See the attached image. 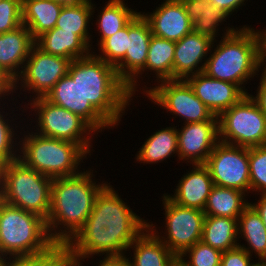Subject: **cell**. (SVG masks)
Returning a JSON list of instances; mask_svg holds the SVG:
<instances>
[{
	"label": "cell",
	"mask_w": 266,
	"mask_h": 266,
	"mask_svg": "<svg viewBox=\"0 0 266 266\" xmlns=\"http://www.w3.org/2000/svg\"><path fill=\"white\" fill-rule=\"evenodd\" d=\"M215 7H220L225 12H227L230 16L233 12H237V10L242 7L245 1L248 0H209Z\"/></svg>",
	"instance_id": "obj_43"
},
{
	"label": "cell",
	"mask_w": 266,
	"mask_h": 266,
	"mask_svg": "<svg viewBox=\"0 0 266 266\" xmlns=\"http://www.w3.org/2000/svg\"><path fill=\"white\" fill-rule=\"evenodd\" d=\"M175 52V41L163 39L152 35L147 53L145 67L126 85L128 92L133 96L136 93L139 78L145 71H153L156 74V82L173 79V61ZM139 77V78H138Z\"/></svg>",
	"instance_id": "obj_22"
},
{
	"label": "cell",
	"mask_w": 266,
	"mask_h": 266,
	"mask_svg": "<svg viewBox=\"0 0 266 266\" xmlns=\"http://www.w3.org/2000/svg\"><path fill=\"white\" fill-rule=\"evenodd\" d=\"M262 74L260 75L261 77L259 86L257 85V91L255 94L256 96L254 97L252 94H249L251 98L257 103V105L260 107L262 112L266 116V71H261Z\"/></svg>",
	"instance_id": "obj_40"
},
{
	"label": "cell",
	"mask_w": 266,
	"mask_h": 266,
	"mask_svg": "<svg viewBox=\"0 0 266 266\" xmlns=\"http://www.w3.org/2000/svg\"><path fill=\"white\" fill-rule=\"evenodd\" d=\"M93 172L84 169L75 176L53 179L46 224L50 238L56 244L64 246L83 226L92 212L96 196L108 183L97 184Z\"/></svg>",
	"instance_id": "obj_2"
},
{
	"label": "cell",
	"mask_w": 266,
	"mask_h": 266,
	"mask_svg": "<svg viewBox=\"0 0 266 266\" xmlns=\"http://www.w3.org/2000/svg\"><path fill=\"white\" fill-rule=\"evenodd\" d=\"M221 256V251L199 241L185 250L177 262L182 266H220Z\"/></svg>",
	"instance_id": "obj_35"
},
{
	"label": "cell",
	"mask_w": 266,
	"mask_h": 266,
	"mask_svg": "<svg viewBox=\"0 0 266 266\" xmlns=\"http://www.w3.org/2000/svg\"><path fill=\"white\" fill-rule=\"evenodd\" d=\"M225 29L219 43L214 40L211 47L214 51H210L203 72L214 79L232 82L249 94L245 84L252 80L250 78L258 76L260 70L254 28L245 25L241 28L229 26Z\"/></svg>",
	"instance_id": "obj_4"
},
{
	"label": "cell",
	"mask_w": 266,
	"mask_h": 266,
	"mask_svg": "<svg viewBox=\"0 0 266 266\" xmlns=\"http://www.w3.org/2000/svg\"><path fill=\"white\" fill-rule=\"evenodd\" d=\"M54 105L65 108L84 119L96 132L112 125L82 96V91L77 82L67 73L44 97Z\"/></svg>",
	"instance_id": "obj_15"
},
{
	"label": "cell",
	"mask_w": 266,
	"mask_h": 266,
	"mask_svg": "<svg viewBox=\"0 0 266 266\" xmlns=\"http://www.w3.org/2000/svg\"><path fill=\"white\" fill-rule=\"evenodd\" d=\"M177 126L161 128L153 135L146 138V141L140 147L136 155V161L147 164H157L167 160L175 153L178 156V133Z\"/></svg>",
	"instance_id": "obj_27"
},
{
	"label": "cell",
	"mask_w": 266,
	"mask_h": 266,
	"mask_svg": "<svg viewBox=\"0 0 266 266\" xmlns=\"http://www.w3.org/2000/svg\"><path fill=\"white\" fill-rule=\"evenodd\" d=\"M12 93V96L14 95V81L8 76L6 75L1 69H0V101H2V99H6L5 96L8 97L10 96V94ZM0 102V107L5 106V101H4V105L1 104Z\"/></svg>",
	"instance_id": "obj_42"
},
{
	"label": "cell",
	"mask_w": 266,
	"mask_h": 266,
	"mask_svg": "<svg viewBox=\"0 0 266 266\" xmlns=\"http://www.w3.org/2000/svg\"><path fill=\"white\" fill-rule=\"evenodd\" d=\"M62 7L52 0H22V21L34 40L56 26Z\"/></svg>",
	"instance_id": "obj_26"
},
{
	"label": "cell",
	"mask_w": 266,
	"mask_h": 266,
	"mask_svg": "<svg viewBox=\"0 0 266 266\" xmlns=\"http://www.w3.org/2000/svg\"><path fill=\"white\" fill-rule=\"evenodd\" d=\"M100 10L96 25L100 33L98 46L108 37L125 27L139 12L128 8L124 0H109Z\"/></svg>",
	"instance_id": "obj_32"
},
{
	"label": "cell",
	"mask_w": 266,
	"mask_h": 266,
	"mask_svg": "<svg viewBox=\"0 0 266 266\" xmlns=\"http://www.w3.org/2000/svg\"><path fill=\"white\" fill-rule=\"evenodd\" d=\"M107 183L96 196L92 212L77 233L64 245L68 259L83 266L90 256H118L148 227ZM102 254V255H101Z\"/></svg>",
	"instance_id": "obj_1"
},
{
	"label": "cell",
	"mask_w": 266,
	"mask_h": 266,
	"mask_svg": "<svg viewBox=\"0 0 266 266\" xmlns=\"http://www.w3.org/2000/svg\"><path fill=\"white\" fill-rule=\"evenodd\" d=\"M238 238L243 237L246 245L239 244L250 256H258V261L266 258V228L255 209L249 204L237 219ZM241 235V236H240ZM249 245V246H248Z\"/></svg>",
	"instance_id": "obj_30"
},
{
	"label": "cell",
	"mask_w": 266,
	"mask_h": 266,
	"mask_svg": "<svg viewBox=\"0 0 266 266\" xmlns=\"http://www.w3.org/2000/svg\"><path fill=\"white\" fill-rule=\"evenodd\" d=\"M22 24V0H1L0 34L14 30Z\"/></svg>",
	"instance_id": "obj_38"
},
{
	"label": "cell",
	"mask_w": 266,
	"mask_h": 266,
	"mask_svg": "<svg viewBox=\"0 0 266 266\" xmlns=\"http://www.w3.org/2000/svg\"><path fill=\"white\" fill-rule=\"evenodd\" d=\"M133 257H128L130 266H174L178 259L147 227L130 245Z\"/></svg>",
	"instance_id": "obj_23"
},
{
	"label": "cell",
	"mask_w": 266,
	"mask_h": 266,
	"mask_svg": "<svg viewBox=\"0 0 266 266\" xmlns=\"http://www.w3.org/2000/svg\"><path fill=\"white\" fill-rule=\"evenodd\" d=\"M57 266H79V264L65 257Z\"/></svg>",
	"instance_id": "obj_47"
},
{
	"label": "cell",
	"mask_w": 266,
	"mask_h": 266,
	"mask_svg": "<svg viewBox=\"0 0 266 266\" xmlns=\"http://www.w3.org/2000/svg\"><path fill=\"white\" fill-rule=\"evenodd\" d=\"M249 171L250 192L266 195V145L249 148Z\"/></svg>",
	"instance_id": "obj_37"
},
{
	"label": "cell",
	"mask_w": 266,
	"mask_h": 266,
	"mask_svg": "<svg viewBox=\"0 0 266 266\" xmlns=\"http://www.w3.org/2000/svg\"><path fill=\"white\" fill-rule=\"evenodd\" d=\"M165 210L164 236H160L156 225L148 227L157 235L164 245L178 258L185 250L201 241L205 213L196 208L183 207L170 200L164 193Z\"/></svg>",
	"instance_id": "obj_11"
},
{
	"label": "cell",
	"mask_w": 266,
	"mask_h": 266,
	"mask_svg": "<svg viewBox=\"0 0 266 266\" xmlns=\"http://www.w3.org/2000/svg\"><path fill=\"white\" fill-rule=\"evenodd\" d=\"M52 1L61 4L63 6H68V5L84 4L89 2L90 0H52Z\"/></svg>",
	"instance_id": "obj_46"
},
{
	"label": "cell",
	"mask_w": 266,
	"mask_h": 266,
	"mask_svg": "<svg viewBox=\"0 0 266 266\" xmlns=\"http://www.w3.org/2000/svg\"><path fill=\"white\" fill-rule=\"evenodd\" d=\"M27 105L34 111L37 124L35 133L49 138H56L79 144L88 154L91 153L92 135L96 131L80 116L69 110L52 104L44 97L29 98ZM91 134V135H90ZM91 136V137H90Z\"/></svg>",
	"instance_id": "obj_8"
},
{
	"label": "cell",
	"mask_w": 266,
	"mask_h": 266,
	"mask_svg": "<svg viewBox=\"0 0 266 266\" xmlns=\"http://www.w3.org/2000/svg\"><path fill=\"white\" fill-rule=\"evenodd\" d=\"M68 74L78 83L82 96L113 126L119 125L133 96L115 67L94 52L71 61Z\"/></svg>",
	"instance_id": "obj_3"
},
{
	"label": "cell",
	"mask_w": 266,
	"mask_h": 266,
	"mask_svg": "<svg viewBox=\"0 0 266 266\" xmlns=\"http://www.w3.org/2000/svg\"><path fill=\"white\" fill-rule=\"evenodd\" d=\"M192 170L181 177L172 196L167 197L176 204L204 210L208 196L214 186L208 168L204 164H193Z\"/></svg>",
	"instance_id": "obj_20"
},
{
	"label": "cell",
	"mask_w": 266,
	"mask_h": 266,
	"mask_svg": "<svg viewBox=\"0 0 266 266\" xmlns=\"http://www.w3.org/2000/svg\"><path fill=\"white\" fill-rule=\"evenodd\" d=\"M152 12L142 13L149 22L152 35L176 42L192 32L190 18L181 0H164Z\"/></svg>",
	"instance_id": "obj_19"
},
{
	"label": "cell",
	"mask_w": 266,
	"mask_h": 266,
	"mask_svg": "<svg viewBox=\"0 0 266 266\" xmlns=\"http://www.w3.org/2000/svg\"><path fill=\"white\" fill-rule=\"evenodd\" d=\"M204 165L214 185L250 193L249 148L219 141Z\"/></svg>",
	"instance_id": "obj_13"
},
{
	"label": "cell",
	"mask_w": 266,
	"mask_h": 266,
	"mask_svg": "<svg viewBox=\"0 0 266 266\" xmlns=\"http://www.w3.org/2000/svg\"><path fill=\"white\" fill-rule=\"evenodd\" d=\"M256 266H266V258L259 260Z\"/></svg>",
	"instance_id": "obj_48"
},
{
	"label": "cell",
	"mask_w": 266,
	"mask_h": 266,
	"mask_svg": "<svg viewBox=\"0 0 266 266\" xmlns=\"http://www.w3.org/2000/svg\"><path fill=\"white\" fill-rule=\"evenodd\" d=\"M249 204L260 215V217L264 223V226L266 228V195H260L258 202H256V203L251 202Z\"/></svg>",
	"instance_id": "obj_45"
},
{
	"label": "cell",
	"mask_w": 266,
	"mask_h": 266,
	"mask_svg": "<svg viewBox=\"0 0 266 266\" xmlns=\"http://www.w3.org/2000/svg\"><path fill=\"white\" fill-rule=\"evenodd\" d=\"M201 241L221 252L238 247L237 219L205 216Z\"/></svg>",
	"instance_id": "obj_28"
},
{
	"label": "cell",
	"mask_w": 266,
	"mask_h": 266,
	"mask_svg": "<svg viewBox=\"0 0 266 266\" xmlns=\"http://www.w3.org/2000/svg\"><path fill=\"white\" fill-rule=\"evenodd\" d=\"M0 109H1L0 110V166H1L19 158V149H18L19 142L16 140V139L19 140L18 138L19 135H17L19 131H17L16 129L18 126L16 125L13 126L11 124L12 121L9 120V118H7L8 117L7 115H9L7 111L5 113L3 108ZM3 113H5V115Z\"/></svg>",
	"instance_id": "obj_34"
},
{
	"label": "cell",
	"mask_w": 266,
	"mask_h": 266,
	"mask_svg": "<svg viewBox=\"0 0 266 266\" xmlns=\"http://www.w3.org/2000/svg\"><path fill=\"white\" fill-rule=\"evenodd\" d=\"M177 129L178 159L185 163L205 164L219 142L218 121L186 123Z\"/></svg>",
	"instance_id": "obj_14"
},
{
	"label": "cell",
	"mask_w": 266,
	"mask_h": 266,
	"mask_svg": "<svg viewBox=\"0 0 266 266\" xmlns=\"http://www.w3.org/2000/svg\"><path fill=\"white\" fill-rule=\"evenodd\" d=\"M254 32L258 41V63L260 71L261 69L262 71H266V29H262V31L254 29Z\"/></svg>",
	"instance_id": "obj_41"
},
{
	"label": "cell",
	"mask_w": 266,
	"mask_h": 266,
	"mask_svg": "<svg viewBox=\"0 0 266 266\" xmlns=\"http://www.w3.org/2000/svg\"><path fill=\"white\" fill-rule=\"evenodd\" d=\"M54 244L44 218L0 199V253L4 258L40 254Z\"/></svg>",
	"instance_id": "obj_6"
},
{
	"label": "cell",
	"mask_w": 266,
	"mask_h": 266,
	"mask_svg": "<svg viewBox=\"0 0 266 266\" xmlns=\"http://www.w3.org/2000/svg\"><path fill=\"white\" fill-rule=\"evenodd\" d=\"M34 45L35 40L24 24L0 34V69L13 81L20 75Z\"/></svg>",
	"instance_id": "obj_21"
},
{
	"label": "cell",
	"mask_w": 266,
	"mask_h": 266,
	"mask_svg": "<svg viewBox=\"0 0 266 266\" xmlns=\"http://www.w3.org/2000/svg\"><path fill=\"white\" fill-rule=\"evenodd\" d=\"M141 13L128 23L127 51L123 60L115 67L118 77L126 85L145 67L152 37L149 22Z\"/></svg>",
	"instance_id": "obj_16"
},
{
	"label": "cell",
	"mask_w": 266,
	"mask_h": 266,
	"mask_svg": "<svg viewBox=\"0 0 266 266\" xmlns=\"http://www.w3.org/2000/svg\"><path fill=\"white\" fill-rule=\"evenodd\" d=\"M185 80L194 94L217 117L246 95L238 85L214 79L204 72L189 76Z\"/></svg>",
	"instance_id": "obj_17"
},
{
	"label": "cell",
	"mask_w": 266,
	"mask_h": 266,
	"mask_svg": "<svg viewBox=\"0 0 266 266\" xmlns=\"http://www.w3.org/2000/svg\"><path fill=\"white\" fill-rule=\"evenodd\" d=\"M213 42L211 37L195 32H191L181 40L176 41L173 79L185 80L189 76L203 72Z\"/></svg>",
	"instance_id": "obj_18"
},
{
	"label": "cell",
	"mask_w": 266,
	"mask_h": 266,
	"mask_svg": "<svg viewBox=\"0 0 266 266\" xmlns=\"http://www.w3.org/2000/svg\"><path fill=\"white\" fill-rule=\"evenodd\" d=\"M95 8L96 6L92 3V0L84 4L63 6L55 27L77 34L91 50L93 45L89 26Z\"/></svg>",
	"instance_id": "obj_31"
},
{
	"label": "cell",
	"mask_w": 266,
	"mask_h": 266,
	"mask_svg": "<svg viewBox=\"0 0 266 266\" xmlns=\"http://www.w3.org/2000/svg\"><path fill=\"white\" fill-rule=\"evenodd\" d=\"M52 181L18 158L0 166V199L47 220Z\"/></svg>",
	"instance_id": "obj_7"
},
{
	"label": "cell",
	"mask_w": 266,
	"mask_h": 266,
	"mask_svg": "<svg viewBox=\"0 0 266 266\" xmlns=\"http://www.w3.org/2000/svg\"><path fill=\"white\" fill-rule=\"evenodd\" d=\"M3 258H4L3 255L0 253V266H1Z\"/></svg>",
	"instance_id": "obj_49"
},
{
	"label": "cell",
	"mask_w": 266,
	"mask_h": 266,
	"mask_svg": "<svg viewBox=\"0 0 266 266\" xmlns=\"http://www.w3.org/2000/svg\"><path fill=\"white\" fill-rule=\"evenodd\" d=\"M219 141L240 147L266 145V116L246 94L218 116Z\"/></svg>",
	"instance_id": "obj_9"
},
{
	"label": "cell",
	"mask_w": 266,
	"mask_h": 266,
	"mask_svg": "<svg viewBox=\"0 0 266 266\" xmlns=\"http://www.w3.org/2000/svg\"><path fill=\"white\" fill-rule=\"evenodd\" d=\"M27 131L19 137V159L27 166L52 179L82 172L79 165L89 154L79 144Z\"/></svg>",
	"instance_id": "obj_5"
},
{
	"label": "cell",
	"mask_w": 266,
	"mask_h": 266,
	"mask_svg": "<svg viewBox=\"0 0 266 266\" xmlns=\"http://www.w3.org/2000/svg\"><path fill=\"white\" fill-rule=\"evenodd\" d=\"M155 85L148 88L144 85L142 94L145 93L148 99L160 108L163 107L162 109L170 111L172 115L184 119L183 124L218 121V117L194 94L186 80H163Z\"/></svg>",
	"instance_id": "obj_10"
},
{
	"label": "cell",
	"mask_w": 266,
	"mask_h": 266,
	"mask_svg": "<svg viewBox=\"0 0 266 266\" xmlns=\"http://www.w3.org/2000/svg\"><path fill=\"white\" fill-rule=\"evenodd\" d=\"M127 43L128 24L97 46L101 54L97 55L96 53L95 55L111 66L116 67L125 56Z\"/></svg>",
	"instance_id": "obj_36"
},
{
	"label": "cell",
	"mask_w": 266,
	"mask_h": 266,
	"mask_svg": "<svg viewBox=\"0 0 266 266\" xmlns=\"http://www.w3.org/2000/svg\"><path fill=\"white\" fill-rule=\"evenodd\" d=\"M174 266H182V265H180V264L177 262Z\"/></svg>",
	"instance_id": "obj_50"
},
{
	"label": "cell",
	"mask_w": 266,
	"mask_h": 266,
	"mask_svg": "<svg viewBox=\"0 0 266 266\" xmlns=\"http://www.w3.org/2000/svg\"><path fill=\"white\" fill-rule=\"evenodd\" d=\"M35 45L44 53L64 57L71 61L88 56L92 50L75 33L54 27L35 40Z\"/></svg>",
	"instance_id": "obj_24"
},
{
	"label": "cell",
	"mask_w": 266,
	"mask_h": 266,
	"mask_svg": "<svg viewBox=\"0 0 266 266\" xmlns=\"http://www.w3.org/2000/svg\"><path fill=\"white\" fill-rule=\"evenodd\" d=\"M65 257L64 246L55 243L49 250L40 254L5 257L1 266H57Z\"/></svg>",
	"instance_id": "obj_33"
},
{
	"label": "cell",
	"mask_w": 266,
	"mask_h": 266,
	"mask_svg": "<svg viewBox=\"0 0 266 266\" xmlns=\"http://www.w3.org/2000/svg\"><path fill=\"white\" fill-rule=\"evenodd\" d=\"M192 24V32L207 35L215 40L219 25L229 19V14L215 7L209 0H181ZM218 33V34H217Z\"/></svg>",
	"instance_id": "obj_25"
},
{
	"label": "cell",
	"mask_w": 266,
	"mask_h": 266,
	"mask_svg": "<svg viewBox=\"0 0 266 266\" xmlns=\"http://www.w3.org/2000/svg\"><path fill=\"white\" fill-rule=\"evenodd\" d=\"M70 63V59L44 53L34 45L20 75L14 80V93L20 89L29 94L32 92L34 98L45 97L68 73Z\"/></svg>",
	"instance_id": "obj_12"
},
{
	"label": "cell",
	"mask_w": 266,
	"mask_h": 266,
	"mask_svg": "<svg viewBox=\"0 0 266 266\" xmlns=\"http://www.w3.org/2000/svg\"><path fill=\"white\" fill-rule=\"evenodd\" d=\"M98 266H130L129 259L125 254L118 256H104ZM96 265V266H97Z\"/></svg>",
	"instance_id": "obj_44"
},
{
	"label": "cell",
	"mask_w": 266,
	"mask_h": 266,
	"mask_svg": "<svg viewBox=\"0 0 266 266\" xmlns=\"http://www.w3.org/2000/svg\"><path fill=\"white\" fill-rule=\"evenodd\" d=\"M251 257L243 248L238 246L222 252L220 266H256L257 261L254 262Z\"/></svg>",
	"instance_id": "obj_39"
},
{
	"label": "cell",
	"mask_w": 266,
	"mask_h": 266,
	"mask_svg": "<svg viewBox=\"0 0 266 266\" xmlns=\"http://www.w3.org/2000/svg\"><path fill=\"white\" fill-rule=\"evenodd\" d=\"M246 195L237 189L214 185L203 212L205 216L238 219L250 203L245 199Z\"/></svg>",
	"instance_id": "obj_29"
}]
</instances>
